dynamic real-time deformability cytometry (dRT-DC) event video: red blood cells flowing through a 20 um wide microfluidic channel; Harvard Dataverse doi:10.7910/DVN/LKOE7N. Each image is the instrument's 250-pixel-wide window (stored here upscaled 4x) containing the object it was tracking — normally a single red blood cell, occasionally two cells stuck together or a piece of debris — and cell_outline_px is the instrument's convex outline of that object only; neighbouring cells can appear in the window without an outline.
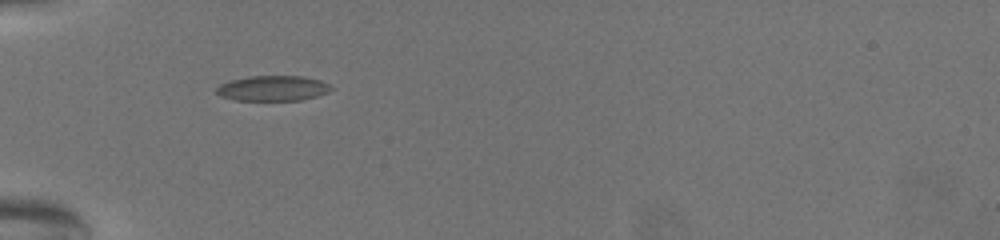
{"species": "common noctule bat (a hibernating species)", "species_latin": "Nyctalus noctula", "temperature_condition": "warm", "stored_images_in_passage": 45, "camera_frame_rate_fps": 3000, "um_per_image_px": 0.085, "animal": {"sex": "female", "body_mass_g": 19.5, "forearm_length_mm": 54.1}, "frame": {"image": 1, "passage_image": 1, "time_ms": 0.0, "image_size_px": [1000, 240], "cell_outline_px": [[332, 88], [328, 92], [316, 96], [300, 100], [236, 100], [220, 96], [216, 92], [216, 88], [220, 84], [228, 80], [248, 76], [300, 76], [320, 80], [328, 84]], "centroid_in_image_um": [23.14, 7.5], "position_along_channel_um": 61.9, "area_um2": 16.82}}
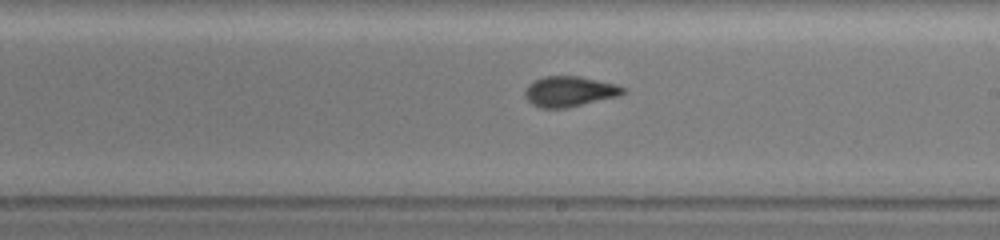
{"frame": {"image": 2, "passage_image": 19, "time_ms": 6.0, "image_size_px": [1000, 240], "cell_outline_px": [[628, 88], [620, 96], [568, 108], [540, 108], [532, 104], [524, 96], [524, 92], [528, 84], [544, 76], [580, 76], [616, 84]], "centroid_in_image_um": [48.43, 7.78], "position_along_channel_um": 240.6, "area_um2": 17.57}}
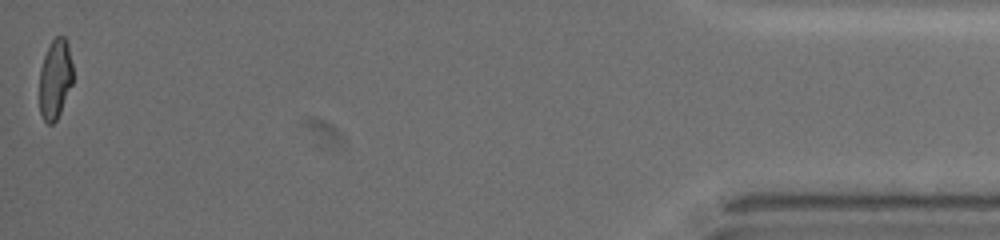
{"frame": {"image": 3, "passage_image": 45, "time_ms": 14.667, "image_size_px": [1000, 240], "cell_outline_px": [[72, 84], [60, 112], [56, 120], [52, 124], [48, 124], [44, 120], [40, 112], [40, 68], [44, 56], [52, 40], [56, 36], [64, 36], [68, 44], [72, 64]], "centroid_in_image_um": [4.69, 6.71], "position_along_channel_um": 430.5, "area_um2": 15.37}, "authors_computed_cell_mechanics": {"area_um2": 16.9354, "velocity_mm_per_s": 3.1369, "shape_relaxation_time_tau1_ms": null, "shape_relaxation_time_tau2_ms": 1.4626, "deformation_change_tau1": null, "deformation_change_tau2": 0.0722}}